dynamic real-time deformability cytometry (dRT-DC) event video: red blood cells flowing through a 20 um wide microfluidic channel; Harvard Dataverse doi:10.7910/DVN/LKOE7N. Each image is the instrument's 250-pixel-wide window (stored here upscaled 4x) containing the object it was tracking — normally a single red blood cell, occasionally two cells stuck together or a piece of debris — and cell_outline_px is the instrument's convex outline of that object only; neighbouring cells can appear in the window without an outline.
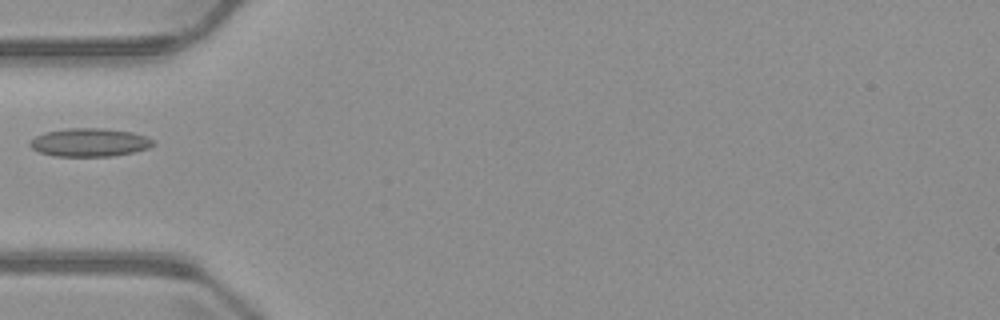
{"species": "common noctule bat (a hibernating species)", "species_latin": "Nyctalus noctula", "temperature_condition": "warm", "stored_images_in_passage": 5, "camera_frame_rate_fps": 3000, "um_per_image_px": 0.085, "animal": {"sex": "male", "body_mass_g": 23.1, "forearm_length_mm": 52.7}, "frame": {"image": 1, "passage_image": 5, "time_ms": 5.333, "image_size_px": [1000, 320], "cell_outline_px": [[156, 144], [148, 148], [132, 152], [112, 156], [52, 156], [40, 152], [32, 148], [28, 144], [28, 140], [44, 132], [68, 128], [104, 128], [132, 132], [156, 140]], "centroid_in_image_um": [7.6, 12.1], "position_along_channel_um": 77.4, "area_um2": 20.46}}